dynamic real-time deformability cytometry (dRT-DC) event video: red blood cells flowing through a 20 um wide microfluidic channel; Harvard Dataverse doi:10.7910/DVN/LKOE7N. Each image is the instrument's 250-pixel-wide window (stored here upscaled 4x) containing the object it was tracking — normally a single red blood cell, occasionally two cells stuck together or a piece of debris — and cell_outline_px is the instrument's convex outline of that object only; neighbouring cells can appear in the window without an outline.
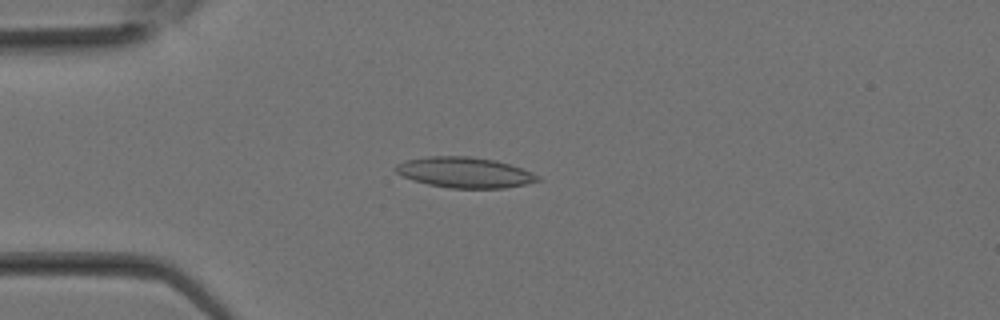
{"species": "Egyptian fruit bat (a non-hibernating species)", "species_latin": "Rousettus aegyptiacus", "temperature_condition": "room temperature", "stored_images_in_passage": 32, "camera_frame_rate_fps": 3000, "um_per_image_px": 0.085, "animal": {"sex": "female"}, "frame": {"image": 1, "passage_image": 8, "time_ms": 2.333, "image_size_px": [1000, 320], "cell_outline_px": [[544, 180], [504, 188], [448, 188], [428, 184], [412, 180], [396, 172], [392, 168], [396, 164], [404, 160], [428, 156], [468, 156], [496, 160], [532, 172], [540, 176]], "centroid_in_image_um": [39.48, 14.65], "position_along_channel_um": 45.5, "area_um2": 25.43}}
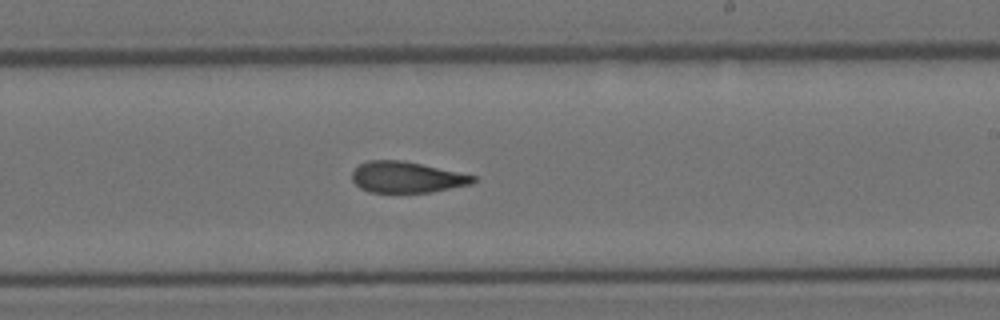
{"frame": {"image": 2, "passage_image": 19, "time_ms": 6.0, "image_size_px": [1000, 320], "cell_outline_px": [[476, 180], [472, 184], [432, 192], [368, 192], [360, 188], [352, 180], [352, 172], [360, 164], [368, 160], [404, 160], [476, 176]], "centroid_in_image_um": [34.57, 15.06], "position_along_channel_um": 254.4, "area_um2": 21.91}}
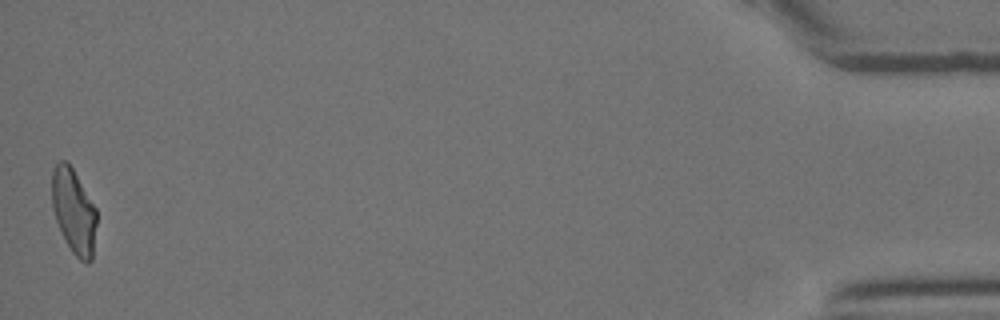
{"frame": {"image": 3, "passage_image": 32, "time_ms": 10.333, "image_size_px": [1000, 320], "cell_outline_px": [[96, 224], [92, 260], [88, 264], [80, 260], [72, 252], [56, 220], [52, 208], [52, 168], [60, 160], [64, 160], [72, 168], [96, 208]], "centroid_in_image_um": [6.27, 17.96], "position_along_channel_um": 428.9, "area_um2": 21.79}}